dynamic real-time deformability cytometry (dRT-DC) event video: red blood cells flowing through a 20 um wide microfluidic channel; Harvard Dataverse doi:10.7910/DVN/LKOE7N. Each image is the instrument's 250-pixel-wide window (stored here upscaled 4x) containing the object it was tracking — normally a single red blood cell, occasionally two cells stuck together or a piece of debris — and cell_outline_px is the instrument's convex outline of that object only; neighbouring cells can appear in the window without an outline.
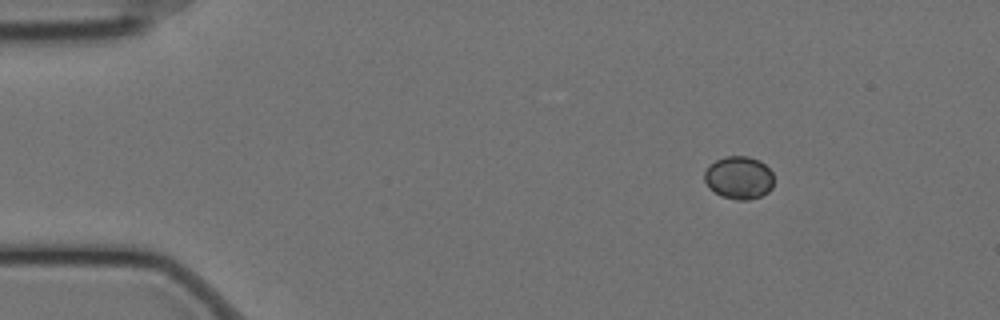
{"species": "Egyptian fruit bat (a non-hibernating species)", "species_latin": "Rousettus aegyptiacus", "temperature_condition": "cold", "stored_images_in_passage": 8, "camera_frame_rate_fps": 3000, "um_per_image_px": 0.085, "animal": {"sex": "female"}, "frame": {"image": 1, "passage_image": 1, "time_ms": 0.0, "image_size_px": [1000, 320], "cell_outline_px": [[772, 188], [768, 192], [760, 196], [748, 200], [736, 200], [720, 196], [708, 188], [704, 180], [704, 172], [708, 164], [716, 160], [728, 156], [748, 156], [760, 160], [772, 172]], "centroid_in_image_um": [62.77, 15.11], "position_along_channel_um": 22.2, "area_um2": 17.51}}